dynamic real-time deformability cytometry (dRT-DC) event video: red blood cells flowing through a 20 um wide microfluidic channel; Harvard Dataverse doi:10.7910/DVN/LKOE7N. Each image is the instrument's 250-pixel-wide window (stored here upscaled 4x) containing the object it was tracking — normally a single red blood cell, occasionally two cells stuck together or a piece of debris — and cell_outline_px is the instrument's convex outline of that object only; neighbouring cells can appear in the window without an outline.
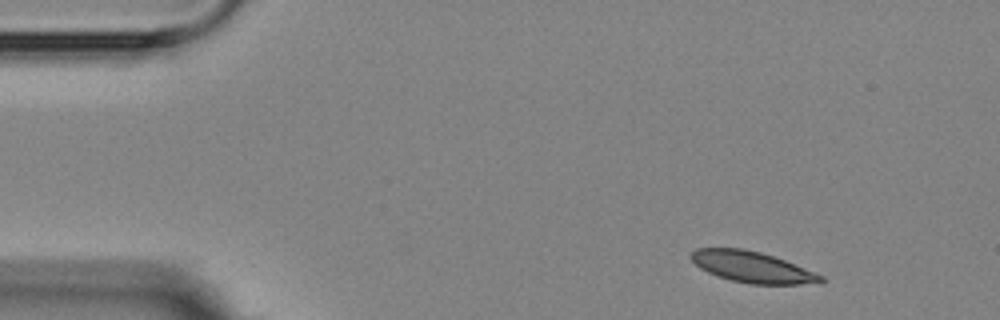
{"species": "Egyptian fruit bat (a non-hibernating species)", "species_latin": "Rousettus aegyptiacus", "temperature_condition": "room temperature", "stored_images_in_passage": 6, "camera_frame_rate_fps": 3000, "um_per_image_px": 0.085, "animal": {"sex": "female"}, "frame": {"image": 1, "passage_image": 2, "time_ms": 1.333, "image_size_px": [1000, 320], "cell_outline_px": [[824, 280], [800, 284], [748, 284], [732, 280], [708, 272], [700, 268], [688, 256], [696, 248], [744, 248], [760, 252], [784, 260], [824, 276]], "centroid_in_image_um": [63.87, 22.68], "position_along_channel_um": 21.1, "area_um2": 23.06}}
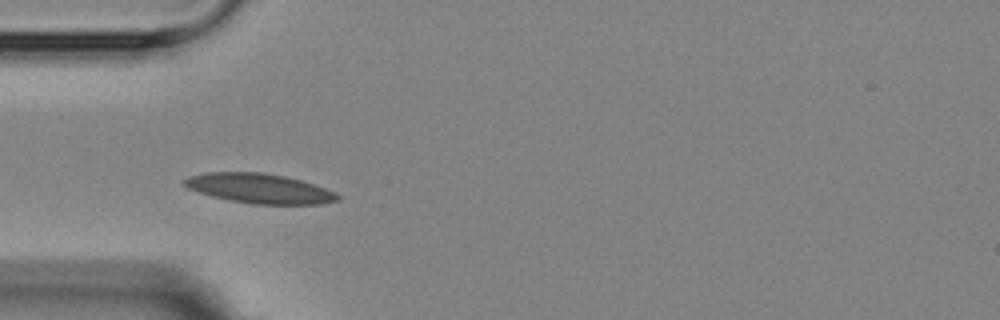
{"frame": {"image": 2, "passage_image": 5, "time_ms": 4.667, "image_size_px": [1000, 320], "cell_outline_px": [[340, 200], [320, 204], [252, 204], [228, 200], [212, 196], [188, 188], [184, 184], [184, 180], [188, 176], [208, 172], [260, 172], [284, 176], [300, 180], [336, 192], [340, 196]], "centroid_in_image_um": [22.06, 16.02], "position_along_channel_um": 62.9, "area_um2": 26.36}}
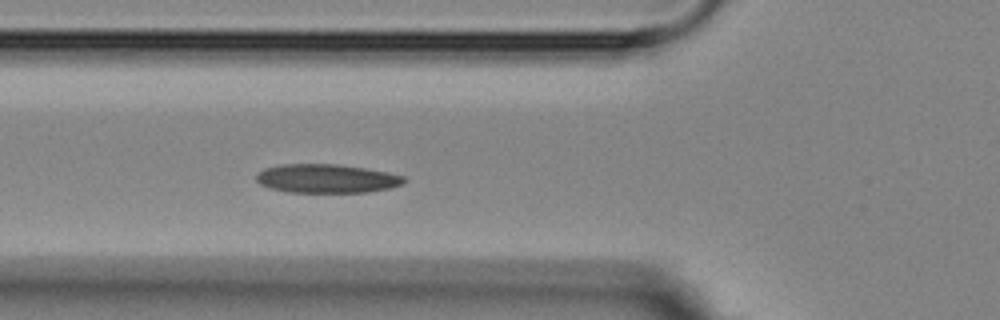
{"frame": {"image": 3, "passage_image": 6, "time_ms": 5.667, "image_size_px": [1000, 320], "cell_outline_px": [[408, 180], [404, 184], [392, 188], [368, 192], [288, 192], [268, 188], [260, 184], [256, 180], [256, 176], [264, 168], [280, 164], [336, 164], [364, 168], [388, 172], [404, 176]], "centroid_in_image_um": [27.79, 15.18], "position_along_channel_um": 98.0, "area_um2": 24.97}}